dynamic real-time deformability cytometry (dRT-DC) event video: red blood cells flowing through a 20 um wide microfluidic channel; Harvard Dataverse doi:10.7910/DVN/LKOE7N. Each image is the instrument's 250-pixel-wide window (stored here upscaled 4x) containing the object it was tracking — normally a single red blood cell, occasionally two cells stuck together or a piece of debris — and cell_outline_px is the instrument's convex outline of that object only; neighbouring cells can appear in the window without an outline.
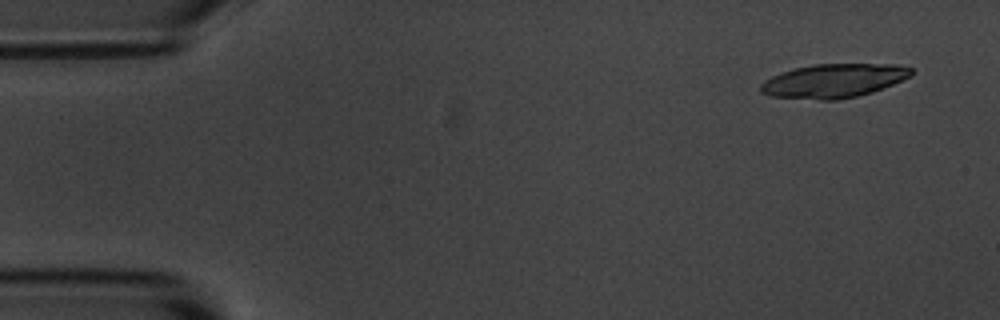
{"species": "common noctule bat (a hibernating species)", "species_latin": "Nyctalus noctula", "temperature_condition": "room temperature", "stored_images_in_passage": 4, "camera_frame_rate_fps": 3000, "um_per_image_px": 0.085, "animal": {"sex": "male", "body_mass_g": 20.1, "forearm_length_mm": 53.5}, "frame": {"image": 1, "passage_image": 1, "time_ms": 0.0, "image_size_px": [1000, 320], "cell_outline_px": [[916, 72], [912, 76], [872, 92], [856, 96], [836, 100], [820, 100], [772, 96], [760, 92], [760, 84], [764, 80], [780, 72], [792, 68], [812, 64], [896, 64], [912, 68]], "centroid_in_image_um": [70.86, 6.85], "position_along_channel_um": 14.1, "area_um2": 29.88}}